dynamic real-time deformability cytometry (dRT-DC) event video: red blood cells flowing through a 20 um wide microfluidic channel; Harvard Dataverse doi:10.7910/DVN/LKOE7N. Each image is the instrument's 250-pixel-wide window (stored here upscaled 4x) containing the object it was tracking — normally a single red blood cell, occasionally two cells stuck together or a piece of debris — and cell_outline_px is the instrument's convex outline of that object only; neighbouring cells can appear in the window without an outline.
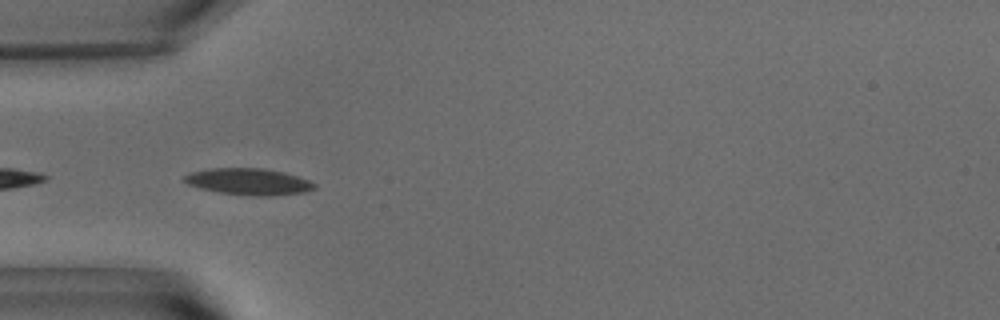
{"species": "common noctule bat (a hibernating species)", "species_latin": "Nyctalus noctula", "temperature_condition": "warm", "stored_images_in_passage": 5, "camera_frame_rate_fps": 3000, "um_per_image_px": 0.085, "animal": {"sex": "male", "body_mass_g": 15.6}, "frame": {"image": 1, "passage_image": 2, "time_ms": 0.333, "image_size_px": [1000, 320], "cell_outline_px": [[316, 188], [304, 192], [272, 196], [252, 196], [220, 192], [200, 188], [188, 184], [184, 180], [184, 176], [192, 172], [208, 168], [264, 168], [284, 172], [308, 180], [316, 184]], "centroid_in_image_um": [21.15, 15.44], "position_along_channel_um": 63.8, "area_um2": 20.06}}